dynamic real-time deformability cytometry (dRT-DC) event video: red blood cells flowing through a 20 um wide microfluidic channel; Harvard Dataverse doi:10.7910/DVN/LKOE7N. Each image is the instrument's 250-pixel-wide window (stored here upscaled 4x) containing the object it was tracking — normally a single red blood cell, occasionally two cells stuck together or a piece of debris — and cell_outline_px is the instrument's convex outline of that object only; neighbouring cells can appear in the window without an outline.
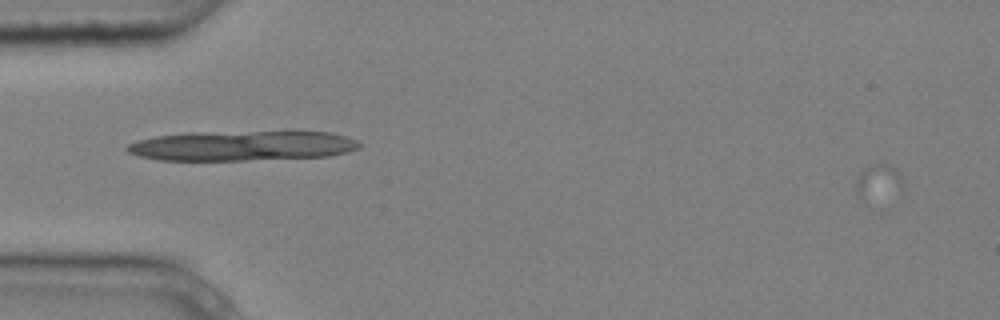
{"species": "common noctule bat (a hibernating species)", "species_latin": "Nyctalus noctula", "temperature_condition": "cold", "stored_images_in_passage": 4, "camera_frame_rate_fps": 3000, "um_per_image_px": 0.085, "animal": {"sex": "male", "body_mass_g": 20.4}, "frame": {"image": 1, "passage_image": 1, "time_ms": 0.0, "image_size_px": [1000, 320], "cell_outline_px": [[904, 196], [864, 204], [860, 200], [856, 184], [856, 180], [868, 168], [876, 164], [888, 164], [896, 172], [904, 184]], "centroid_in_image_um": [74.75, 15.67], "position_along_channel_um": 10.2, "area_um2": 10.29}}